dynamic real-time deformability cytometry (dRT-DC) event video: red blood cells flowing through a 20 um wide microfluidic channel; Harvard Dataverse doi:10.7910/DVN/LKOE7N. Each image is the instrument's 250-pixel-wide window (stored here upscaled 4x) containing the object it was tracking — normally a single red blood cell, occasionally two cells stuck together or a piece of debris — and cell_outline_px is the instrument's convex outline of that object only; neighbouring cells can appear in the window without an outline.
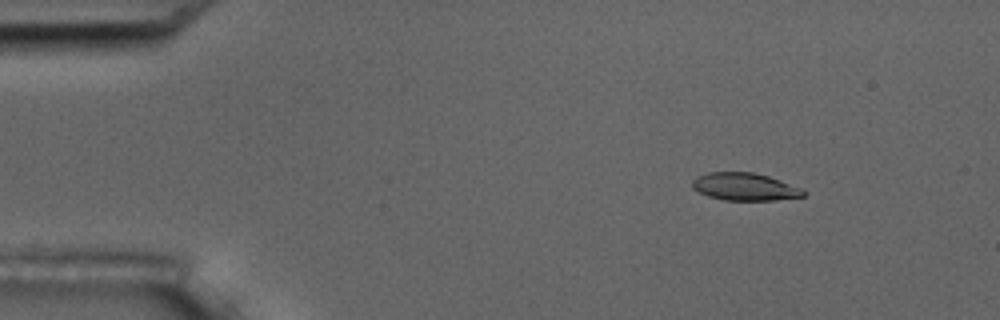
{"species": "common noctule bat (a hibernating species)", "species_latin": "Nyctalus noctula", "temperature_condition": "room temperature", "stored_images_in_passage": 4, "camera_frame_rate_fps": 3000, "um_per_image_px": 0.085, "animal": {"sex": "male", "body_mass_g": 17.5, "forearm_length_mm": 52.3}, "frame": {"image": 1, "passage_image": 2, "time_ms": 1.0, "image_size_px": [1000, 320], "cell_outline_px": [[808, 192], [804, 196], [772, 200], [724, 200], [708, 196], [692, 188], [692, 180], [696, 176], [708, 172], [752, 172], [768, 176], [780, 180], [800, 188]], "centroid_in_image_um": [63.28, 15.87], "position_along_channel_um": 21.7, "area_um2": 17.8}}